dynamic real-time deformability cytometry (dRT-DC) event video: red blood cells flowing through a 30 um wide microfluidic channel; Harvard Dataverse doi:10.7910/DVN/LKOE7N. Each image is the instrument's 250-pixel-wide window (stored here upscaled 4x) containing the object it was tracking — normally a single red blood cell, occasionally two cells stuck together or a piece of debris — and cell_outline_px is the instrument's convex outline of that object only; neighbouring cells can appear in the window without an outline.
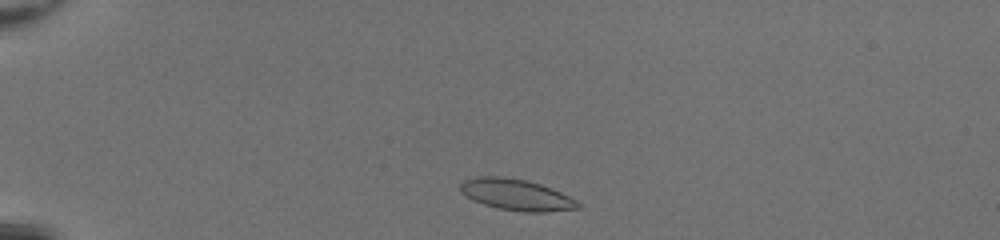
{"species": "common noctule bat (a hibernating species)", "species_latin": "Nyctalus noctula", "temperature_condition": "room temperature", "stored_images_in_passage": 40, "camera_frame_rate_fps": 3000, "um_per_image_px": 0.085, "animal": {"sex": "female", "body_mass_g": 20.0, "forearm_length_mm": 54.0}, "frame": {"image": 1, "passage_image": 3, "time_ms": 0.667, "image_size_px": [1000, 240], "cell_outline_px": [[580, 208], [544, 212], [524, 212], [500, 208], [484, 204], [472, 200], [460, 192], [460, 184], [464, 180], [476, 176], [504, 176], [528, 180], [552, 188], [576, 200], [580, 204]], "centroid_in_image_um": [43.86, 16.54], "position_along_channel_um": 41.1, "area_um2": 21.44}}
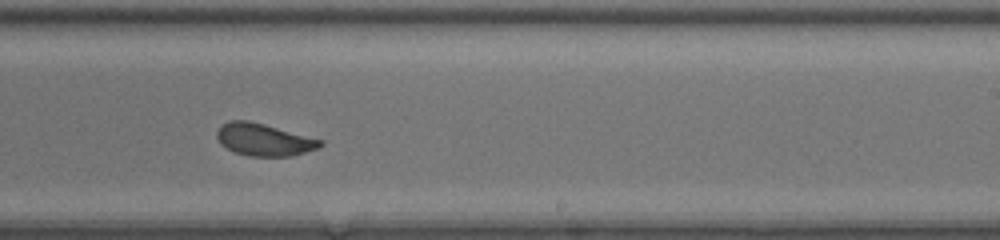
{"frame": {"image": 2, "passage_image": 23, "time_ms": 7.333, "image_size_px": [1000, 240], "cell_outline_px": [[324, 144], [320, 148], [292, 156], [248, 156], [236, 152], [220, 144], [216, 136], [216, 132], [220, 124], [228, 120], [248, 120], [264, 124], [324, 140]], "centroid_in_image_um": [22.44, 11.86], "position_along_channel_um": 266.6, "area_um2": 19.65}}
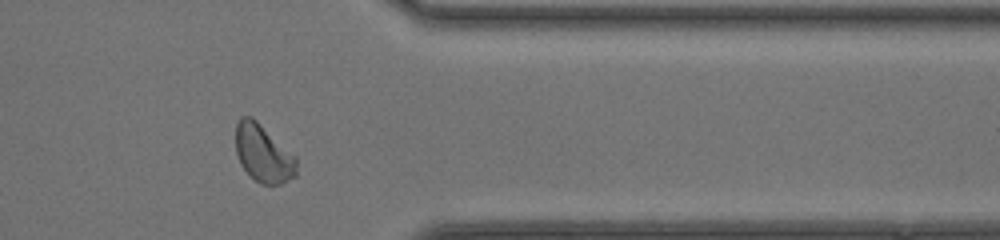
{"frame": {"image": 3, "passage_image": 32, "time_ms": 10.333, "image_size_px": [1000, 240], "cell_outline_px": [[296, 176], [280, 184], [260, 184], [240, 164], [236, 152], [236, 124], [240, 116], [252, 116], [296, 156]], "centroid_in_image_um": [22.37, 13.02], "position_along_channel_um": 389.0, "area_um2": 20.35}, "authors_computed_cell_mechanics": {"area_um2": 20.2589, "velocity_mm_per_s": 4.2762, "shape_relaxation_time_tau1_ms": 5.4809, "shape_relaxation_time_tau2_ms": null, "deformation_change_tau1": 0.1535, "deformation_change_tau2": null}}